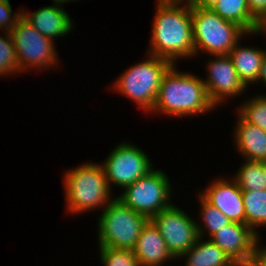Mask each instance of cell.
<instances>
[{"instance_id":"2e32d148","label":"cell","mask_w":266,"mask_h":266,"mask_svg":"<svg viewBox=\"0 0 266 266\" xmlns=\"http://www.w3.org/2000/svg\"><path fill=\"white\" fill-rule=\"evenodd\" d=\"M234 129V143L245 160L266 162V132L246 122L239 114Z\"/></svg>"},{"instance_id":"44dd1931","label":"cell","mask_w":266,"mask_h":266,"mask_svg":"<svg viewBox=\"0 0 266 266\" xmlns=\"http://www.w3.org/2000/svg\"><path fill=\"white\" fill-rule=\"evenodd\" d=\"M245 224L258 235L257 228L266 227V190L242 191Z\"/></svg>"},{"instance_id":"e0dca14e","label":"cell","mask_w":266,"mask_h":266,"mask_svg":"<svg viewBox=\"0 0 266 266\" xmlns=\"http://www.w3.org/2000/svg\"><path fill=\"white\" fill-rule=\"evenodd\" d=\"M238 42L229 52L239 79L248 87L258 81L265 49L240 46Z\"/></svg>"},{"instance_id":"30bf717a","label":"cell","mask_w":266,"mask_h":266,"mask_svg":"<svg viewBox=\"0 0 266 266\" xmlns=\"http://www.w3.org/2000/svg\"><path fill=\"white\" fill-rule=\"evenodd\" d=\"M184 211L172 204L150 219L176 259L192 248L199 238L196 220Z\"/></svg>"},{"instance_id":"7c38bea8","label":"cell","mask_w":266,"mask_h":266,"mask_svg":"<svg viewBox=\"0 0 266 266\" xmlns=\"http://www.w3.org/2000/svg\"><path fill=\"white\" fill-rule=\"evenodd\" d=\"M260 236L246 224L231 222L209 239L237 266H249Z\"/></svg>"},{"instance_id":"7a4b0ae2","label":"cell","mask_w":266,"mask_h":266,"mask_svg":"<svg viewBox=\"0 0 266 266\" xmlns=\"http://www.w3.org/2000/svg\"><path fill=\"white\" fill-rule=\"evenodd\" d=\"M215 108L202 78L177 71L173 64L162 78L151 112L166 116L186 117L205 114Z\"/></svg>"},{"instance_id":"d6986e66","label":"cell","mask_w":266,"mask_h":266,"mask_svg":"<svg viewBox=\"0 0 266 266\" xmlns=\"http://www.w3.org/2000/svg\"><path fill=\"white\" fill-rule=\"evenodd\" d=\"M184 257L185 266H237L215 243L210 239L203 241L201 237L178 259Z\"/></svg>"},{"instance_id":"7402d4cb","label":"cell","mask_w":266,"mask_h":266,"mask_svg":"<svg viewBox=\"0 0 266 266\" xmlns=\"http://www.w3.org/2000/svg\"><path fill=\"white\" fill-rule=\"evenodd\" d=\"M198 200L200 203L199 206H201L200 219L202 221V224H199V222L197 221V230L199 237L203 239V237L205 236L204 231L207 230L206 233H208V236L210 238L217 231L231 223V221L218 208L209 204L200 194Z\"/></svg>"},{"instance_id":"3957f363","label":"cell","mask_w":266,"mask_h":266,"mask_svg":"<svg viewBox=\"0 0 266 266\" xmlns=\"http://www.w3.org/2000/svg\"><path fill=\"white\" fill-rule=\"evenodd\" d=\"M63 184L66 208L71 216L99 209V207L104 209L114 199L111 198L112 191L101 163L89 161L77 168L67 170Z\"/></svg>"},{"instance_id":"5b68a950","label":"cell","mask_w":266,"mask_h":266,"mask_svg":"<svg viewBox=\"0 0 266 266\" xmlns=\"http://www.w3.org/2000/svg\"><path fill=\"white\" fill-rule=\"evenodd\" d=\"M117 77L112 90L124 95L148 113L154 107L162 78L173 65L166 59L149 55Z\"/></svg>"},{"instance_id":"ffe728a7","label":"cell","mask_w":266,"mask_h":266,"mask_svg":"<svg viewBox=\"0 0 266 266\" xmlns=\"http://www.w3.org/2000/svg\"><path fill=\"white\" fill-rule=\"evenodd\" d=\"M232 177L242 191L266 190V162L245 160Z\"/></svg>"},{"instance_id":"f546056e","label":"cell","mask_w":266,"mask_h":266,"mask_svg":"<svg viewBox=\"0 0 266 266\" xmlns=\"http://www.w3.org/2000/svg\"><path fill=\"white\" fill-rule=\"evenodd\" d=\"M159 1L172 5H186L190 7L203 3L201 0H159Z\"/></svg>"},{"instance_id":"277c9868","label":"cell","mask_w":266,"mask_h":266,"mask_svg":"<svg viewBox=\"0 0 266 266\" xmlns=\"http://www.w3.org/2000/svg\"><path fill=\"white\" fill-rule=\"evenodd\" d=\"M194 56L199 51L227 55L247 33L237 24L219 17L205 3L191 7ZM243 36V37H242Z\"/></svg>"},{"instance_id":"603a6c76","label":"cell","mask_w":266,"mask_h":266,"mask_svg":"<svg viewBox=\"0 0 266 266\" xmlns=\"http://www.w3.org/2000/svg\"><path fill=\"white\" fill-rule=\"evenodd\" d=\"M238 107V114L266 132V94L256 95Z\"/></svg>"},{"instance_id":"8fae6325","label":"cell","mask_w":266,"mask_h":266,"mask_svg":"<svg viewBox=\"0 0 266 266\" xmlns=\"http://www.w3.org/2000/svg\"><path fill=\"white\" fill-rule=\"evenodd\" d=\"M207 62V79H203L211 102L217 107L225 103L227 98L237 97L247 87L239 79L237 71L229 55H213Z\"/></svg>"},{"instance_id":"4fadbf2b","label":"cell","mask_w":266,"mask_h":266,"mask_svg":"<svg viewBox=\"0 0 266 266\" xmlns=\"http://www.w3.org/2000/svg\"><path fill=\"white\" fill-rule=\"evenodd\" d=\"M209 204L218 208L231 222L245 224L242 190L237 182L216 178L199 193Z\"/></svg>"},{"instance_id":"52a82bcc","label":"cell","mask_w":266,"mask_h":266,"mask_svg":"<svg viewBox=\"0 0 266 266\" xmlns=\"http://www.w3.org/2000/svg\"><path fill=\"white\" fill-rule=\"evenodd\" d=\"M172 187L164 171L153 169L124 188L117 199L149 220L172 205Z\"/></svg>"},{"instance_id":"6da1fadb","label":"cell","mask_w":266,"mask_h":266,"mask_svg":"<svg viewBox=\"0 0 266 266\" xmlns=\"http://www.w3.org/2000/svg\"><path fill=\"white\" fill-rule=\"evenodd\" d=\"M155 10L147 54L175 65L177 59L194 57L191 7L156 1Z\"/></svg>"},{"instance_id":"1f68e13d","label":"cell","mask_w":266,"mask_h":266,"mask_svg":"<svg viewBox=\"0 0 266 266\" xmlns=\"http://www.w3.org/2000/svg\"><path fill=\"white\" fill-rule=\"evenodd\" d=\"M56 3L60 4V5H64L65 3H68L69 1H78V0H53Z\"/></svg>"},{"instance_id":"f1b7e54d","label":"cell","mask_w":266,"mask_h":266,"mask_svg":"<svg viewBox=\"0 0 266 266\" xmlns=\"http://www.w3.org/2000/svg\"><path fill=\"white\" fill-rule=\"evenodd\" d=\"M258 33H263L264 35H266V11L260 17L257 18L255 29L252 35H258Z\"/></svg>"},{"instance_id":"4316f807","label":"cell","mask_w":266,"mask_h":266,"mask_svg":"<svg viewBox=\"0 0 266 266\" xmlns=\"http://www.w3.org/2000/svg\"><path fill=\"white\" fill-rule=\"evenodd\" d=\"M258 239L249 266H266V246L260 245Z\"/></svg>"},{"instance_id":"83f0119b","label":"cell","mask_w":266,"mask_h":266,"mask_svg":"<svg viewBox=\"0 0 266 266\" xmlns=\"http://www.w3.org/2000/svg\"><path fill=\"white\" fill-rule=\"evenodd\" d=\"M251 14L257 19L266 11V0H246Z\"/></svg>"},{"instance_id":"ac0fdd59","label":"cell","mask_w":266,"mask_h":266,"mask_svg":"<svg viewBox=\"0 0 266 266\" xmlns=\"http://www.w3.org/2000/svg\"><path fill=\"white\" fill-rule=\"evenodd\" d=\"M204 3L222 19L239 25L249 35L253 33L257 19L246 0H206Z\"/></svg>"},{"instance_id":"4dcf8cb0","label":"cell","mask_w":266,"mask_h":266,"mask_svg":"<svg viewBox=\"0 0 266 266\" xmlns=\"http://www.w3.org/2000/svg\"><path fill=\"white\" fill-rule=\"evenodd\" d=\"M261 81L264 84V86H266V51L264 53V58L262 61V66L260 69L257 83H261Z\"/></svg>"},{"instance_id":"8992f818","label":"cell","mask_w":266,"mask_h":266,"mask_svg":"<svg viewBox=\"0 0 266 266\" xmlns=\"http://www.w3.org/2000/svg\"><path fill=\"white\" fill-rule=\"evenodd\" d=\"M101 211L97 223L98 247L133 250L143 226L149 219L115 197Z\"/></svg>"},{"instance_id":"9c48e42d","label":"cell","mask_w":266,"mask_h":266,"mask_svg":"<svg viewBox=\"0 0 266 266\" xmlns=\"http://www.w3.org/2000/svg\"><path fill=\"white\" fill-rule=\"evenodd\" d=\"M110 152L102 163L110 189L112 185L124 189L154 169L145 151L130 142L119 143Z\"/></svg>"},{"instance_id":"cb8c5ba5","label":"cell","mask_w":266,"mask_h":266,"mask_svg":"<svg viewBox=\"0 0 266 266\" xmlns=\"http://www.w3.org/2000/svg\"><path fill=\"white\" fill-rule=\"evenodd\" d=\"M0 35V77L19 73L15 45L10 32Z\"/></svg>"},{"instance_id":"ba28073f","label":"cell","mask_w":266,"mask_h":266,"mask_svg":"<svg viewBox=\"0 0 266 266\" xmlns=\"http://www.w3.org/2000/svg\"><path fill=\"white\" fill-rule=\"evenodd\" d=\"M10 34L20 73L29 71V68L42 70L58 66V53L53 40L40 34L23 16L18 19Z\"/></svg>"},{"instance_id":"d4e9b609","label":"cell","mask_w":266,"mask_h":266,"mask_svg":"<svg viewBox=\"0 0 266 266\" xmlns=\"http://www.w3.org/2000/svg\"><path fill=\"white\" fill-rule=\"evenodd\" d=\"M103 266H140L133 250L112 247L99 248Z\"/></svg>"},{"instance_id":"9a60e30c","label":"cell","mask_w":266,"mask_h":266,"mask_svg":"<svg viewBox=\"0 0 266 266\" xmlns=\"http://www.w3.org/2000/svg\"><path fill=\"white\" fill-rule=\"evenodd\" d=\"M133 252L140 266H162L168 259L176 260L151 220L143 226Z\"/></svg>"},{"instance_id":"5bb4252c","label":"cell","mask_w":266,"mask_h":266,"mask_svg":"<svg viewBox=\"0 0 266 266\" xmlns=\"http://www.w3.org/2000/svg\"><path fill=\"white\" fill-rule=\"evenodd\" d=\"M54 5L39 8L35 12H27L22 10V16L43 36L52 40L64 37L74 28V21L70 18L62 8V5L56 3ZM71 30V31H70Z\"/></svg>"},{"instance_id":"484cf974","label":"cell","mask_w":266,"mask_h":266,"mask_svg":"<svg viewBox=\"0 0 266 266\" xmlns=\"http://www.w3.org/2000/svg\"><path fill=\"white\" fill-rule=\"evenodd\" d=\"M11 6L9 0H0V29L3 32H10L22 16L21 10L13 13Z\"/></svg>"}]
</instances>
